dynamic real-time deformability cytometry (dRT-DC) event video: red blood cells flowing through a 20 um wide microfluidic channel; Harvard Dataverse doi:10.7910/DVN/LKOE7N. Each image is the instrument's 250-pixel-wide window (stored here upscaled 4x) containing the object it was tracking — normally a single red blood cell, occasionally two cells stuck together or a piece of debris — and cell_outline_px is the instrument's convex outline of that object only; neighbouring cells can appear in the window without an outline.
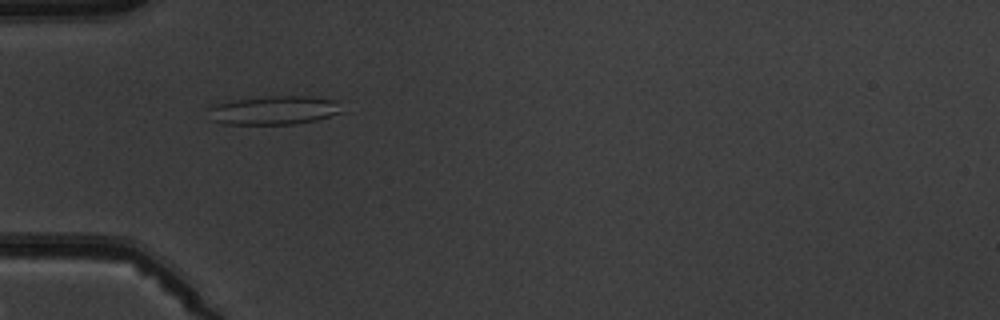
{"species": "common noctule bat (a hibernating species)", "species_latin": "Nyctalus noctula", "temperature_condition": "warm", "stored_images_in_passage": 7, "camera_frame_rate_fps": 3000, "um_per_image_px": 0.085, "animal": {"sex": "male", "body_mass_g": 19.5, "forearm_length_mm": 54.6}, "frame": {"image": 1, "passage_image": 5, "time_ms": 4.667, "image_size_px": [1000, 320], "cell_outline_px": [[340, 112], [316, 120], [296, 124], [224, 124], [208, 120], [204, 108], [216, 104], [232, 100], [268, 96], [308, 96], [336, 100]], "centroid_in_image_um": [23.13, 9.38], "position_along_channel_um": 61.9, "area_um2": 22.54}}
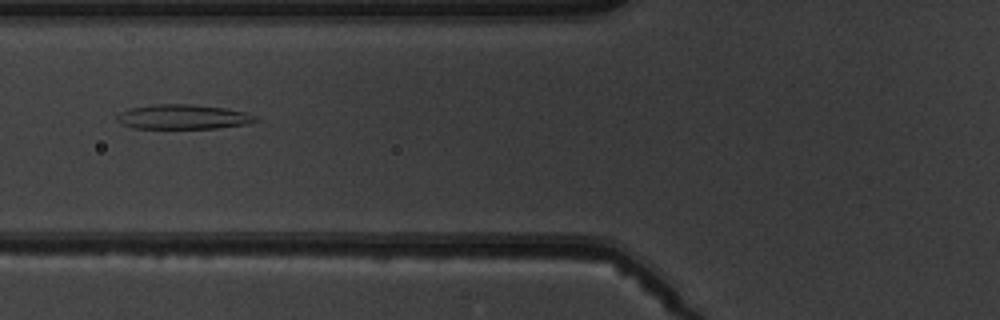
{"frame": {"image": 2, "passage_image": 6, "time_ms": 6.0, "image_size_px": [1000, 320], "cell_outline_px": [[260, 120], [244, 124], [216, 128], [132, 128], [120, 124], [116, 120], [116, 116], [120, 112], [128, 108], [156, 104], [192, 104], [224, 108], [244, 112], [256, 116]], "centroid_in_image_um": [15.5, 9.93], "position_along_channel_um": 110.3, "area_um2": 19.88}}
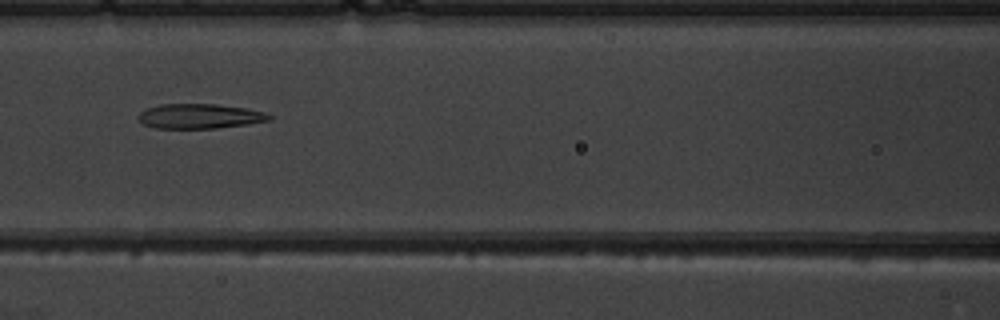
{"frame": {"image": 3, "passage_image": 7, "time_ms": 7.0, "image_size_px": [1000, 320], "cell_outline_px": [[272, 120], [248, 124], [216, 128], [152, 128], [140, 124], [136, 116], [140, 112], [148, 108], [160, 104], [216, 104], [244, 108], [264, 112], [272, 116]], "centroid_in_image_um": [16.92, 9.88], "position_along_channel_um": 149.7, "area_um2": 19.02}}